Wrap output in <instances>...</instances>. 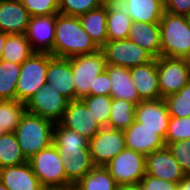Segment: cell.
<instances>
[{
    "label": "cell",
    "mask_w": 190,
    "mask_h": 190,
    "mask_svg": "<svg viewBox=\"0 0 190 190\" xmlns=\"http://www.w3.org/2000/svg\"><path fill=\"white\" fill-rule=\"evenodd\" d=\"M98 49L83 29L78 16L56 14L53 56L70 58L90 54Z\"/></svg>",
    "instance_id": "obj_1"
},
{
    "label": "cell",
    "mask_w": 190,
    "mask_h": 190,
    "mask_svg": "<svg viewBox=\"0 0 190 190\" xmlns=\"http://www.w3.org/2000/svg\"><path fill=\"white\" fill-rule=\"evenodd\" d=\"M55 124L49 119L27 111L23 114L14 134L27 160L53 144Z\"/></svg>",
    "instance_id": "obj_2"
},
{
    "label": "cell",
    "mask_w": 190,
    "mask_h": 190,
    "mask_svg": "<svg viewBox=\"0 0 190 190\" xmlns=\"http://www.w3.org/2000/svg\"><path fill=\"white\" fill-rule=\"evenodd\" d=\"M159 24L161 56L184 58L190 51V23L187 17L164 11Z\"/></svg>",
    "instance_id": "obj_3"
},
{
    "label": "cell",
    "mask_w": 190,
    "mask_h": 190,
    "mask_svg": "<svg viewBox=\"0 0 190 190\" xmlns=\"http://www.w3.org/2000/svg\"><path fill=\"white\" fill-rule=\"evenodd\" d=\"M28 162L46 190L72 185L67 180L63 160L54 144L34 154Z\"/></svg>",
    "instance_id": "obj_4"
},
{
    "label": "cell",
    "mask_w": 190,
    "mask_h": 190,
    "mask_svg": "<svg viewBox=\"0 0 190 190\" xmlns=\"http://www.w3.org/2000/svg\"><path fill=\"white\" fill-rule=\"evenodd\" d=\"M49 53L34 52L21 64L16 84V100L26 103L46 83Z\"/></svg>",
    "instance_id": "obj_5"
},
{
    "label": "cell",
    "mask_w": 190,
    "mask_h": 190,
    "mask_svg": "<svg viewBox=\"0 0 190 190\" xmlns=\"http://www.w3.org/2000/svg\"><path fill=\"white\" fill-rule=\"evenodd\" d=\"M69 61L74 78L75 100L90 96L95 77L106 70L107 64L102 50L70 57Z\"/></svg>",
    "instance_id": "obj_6"
},
{
    "label": "cell",
    "mask_w": 190,
    "mask_h": 190,
    "mask_svg": "<svg viewBox=\"0 0 190 190\" xmlns=\"http://www.w3.org/2000/svg\"><path fill=\"white\" fill-rule=\"evenodd\" d=\"M146 156L131 149H124L105 167L118 186L138 185L146 174Z\"/></svg>",
    "instance_id": "obj_7"
},
{
    "label": "cell",
    "mask_w": 190,
    "mask_h": 190,
    "mask_svg": "<svg viewBox=\"0 0 190 190\" xmlns=\"http://www.w3.org/2000/svg\"><path fill=\"white\" fill-rule=\"evenodd\" d=\"M160 98L179 92L190 82V68L184 58H157Z\"/></svg>",
    "instance_id": "obj_8"
},
{
    "label": "cell",
    "mask_w": 190,
    "mask_h": 190,
    "mask_svg": "<svg viewBox=\"0 0 190 190\" xmlns=\"http://www.w3.org/2000/svg\"><path fill=\"white\" fill-rule=\"evenodd\" d=\"M106 64L133 68L150 62L153 57L130 39L107 41L101 48Z\"/></svg>",
    "instance_id": "obj_9"
},
{
    "label": "cell",
    "mask_w": 190,
    "mask_h": 190,
    "mask_svg": "<svg viewBox=\"0 0 190 190\" xmlns=\"http://www.w3.org/2000/svg\"><path fill=\"white\" fill-rule=\"evenodd\" d=\"M68 100L45 83L25 103L26 111L58 123L67 108Z\"/></svg>",
    "instance_id": "obj_10"
},
{
    "label": "cell",
    "mask_w": 190,
    "mask_h": 190,
    "mask_svg": "<svg viewBox=\"0 0 190 190\" xmlns=\"http://www.w3.org/2000/svg\"><path fill=\"white\" fill-rule=\"evenodd\" d=\"M91 159L95 166H106L116 155L126 149L123 130L101 128L89 140Z\"/></svg>",
    "instance_id": "obj_11"
},
{
    "label": "cell",
    "mask_w": 190,
    "mask_h": 190,
    "mask_svg": "<svg viewBox=\"0 0 190 190\" xmlns=\"http://www.w3.org/2000/svg\"><path fill=\"white\" fill-rule=\"evenodd\" d=\"M58 123L79 133L88 140L92 139L102 128L80 99L68 102L63 117Z\"/></svg>",
    "instance_id": "obj_12"
},
{
    "label": "cell",
    "mask_w": 190,
    "mask_h": 190,
    "mask_svg": "<svg viewBox=\"0 0 190 190\" xmlns=\"http://www.w3.org/2000/svg\"><path fill=\"white\" fill-rule=\"evenodd\" d=\"M56 14L31 16L25 33L34 52L53 56Z\"/></svg>",
    "instance_id": "obj_13"
},
{
    "label": "cell",
    "mask_w": 190,
    "mask_h": 190,
    "mask_svg": "<svg viewBox=\"0 0 190 190\" xmlns=\"http://www.w3.org/2000/svg\"><path fill=\"white\" fill-rule=\"evenodd\" d=\"M146 174L179 184L185 177L179 163L167 146L146 155Z\"/></svg>",
    "instance_id": "obj_14"
},
{
    "label": "cell",
    "mask_w": 190,
    "mask_h": 190,
    "mask_svg": "<svg viewBox=\"0 0 190 190\" xmlns=\"http://www.w3.org/2000/svg\"><path fill=\"white\" fill-rule=\"evenodd\" d=\"M170 114L164 98L141 101L135 108V120L152 130H156L163 139L169 125Z\"/></svg>",
    "instance_id": "obj_15"
},
{
    "label": "cell",
    "mask_w": 190,
    "mask_h": 190,
    "mask_svg": "<svg viewBox=\"0 0 190 190\" xmlns=\"http://www.w3.org/2000/svg\"><path fill=\"white\" fill-rule=\"evenodd\" d=\"M46 83L68 101L75 100L74 78L69 58L53 56L48 62Z\"/></svg>",
    "instance_id": "obj_16"
},
{
    "label": "cell",
    "mask_w": 190,
    "mask_h": 190,
    "mask_svg": "<svg viewBox=\"0 0 190 190\" xmlns=\"http://www.w3.org/2000/svg\"><path fill=\"white\" fill-rule=\"evenodd\" d=\"M123 133L126 147L145 156L166 146L156 130L144 127V124L136 120Z\"/></svg>",
    "instance_id": "obj_17"
},
{
    "label": "cell",
    "mask_w": 190,
    "mask_h": 190,
    "mask_svg": "<svg viewBox=\"0 0 190 190\" xmlns=\"http://www.w3.org/2000/svg\"><path fill=\"white\" fill-rule=\"evenodd\" d=\"M133 85L142 101L160 99L157 58L130 68Z\"/></svg>",
    "instance_id": "obj_18"
},
{
    "label": "cell",
    "mask_w": 190,
    "mask_h": 190,
    "mask_svg": "<svg viewBox=\"0 0 190 190\" xmlns=\"http://www.w3.org/2000/svg\"><path fill=\"white\" fill-rule=\"evenodd\" d=\"M30 17L20 0H0V31L25 34Z\"/></svg>",
    "instance_id": "obj_19"
},
{
    "label": "cell",
    "mask_w": 190,
    "mask_h": 190,
    "mask_svg": "<svg viewBox=\"0 0 190 190\" xmlns=\"http://www.w3.org/2000/svg\"><path fill=\"white\" fill-rule=\"evenodd\" d=\"M0 181L9 190H46L33 173L28 161L1 168Z\"/></svg>",
    "instance_id": "obj_20"
},
{
    "label": "cell",
    "mask_w": 190,
    "mask_h": 190,
    "mask_svg": "<svg viewBox=\"0 0 190 190\" xmlns=\"http://www.w3.org/2000/svg\"><path fill=\"white\" fill-rule=\"evenodd\" d=\"M128 39L146 50L153 58L161 56L159 23L135 22L130 26Z\"/></svg>",
    "instance_id": "obj_21"
},
{
    "label": "cell",
    "mask_w": 190,
    "mask_h": 190,
    "mask_svg": "<svg viewBox=\"0 0 190 190\" xmlns=\"http://www.w3.org/2000/svg\"><path fill=\"white\" fill-rule=\"evenodd\" d=\"M105 71L108 73L111 81L110 96L112 98L124 99L136 105L142 101L133 85L130 69L121 66L107 65Z\"/></svg>",
    "instance_id": "obj_22"
},
{
    "label": "cell",
    "mask_w": 190,
    "mask_h": 190,
    "mask_svg": "<svg viewBox=\"0 0 190 190\" xmlns=\"http://www.w3.org/2000/svg\"><path fill=\"white\" fill-rule=\"evenodd\" d=\"M133 23H160L164 13V0H118Z\"/></svg>",
    "instance_id": "obj_23"
},
{
    "label": "cell",
    "mask_w": 190,
    "mask_h": 190,
    "mask_svg": "<svg viewBox=\"0 0 190 190\" xmlns=\"http://www.w3.org/2000/svg\"><path fill=\"white\" fill-rule=\"evenodd\" d=\"M83 29L100 49L107 41V2L78 16Z\"/></svg>",
    "instance_id": "obj_24"
},
{
    "label": "cell",
    "mask_w": 190,
    "mask_h": 190,
    "mask_svg": "<svg viewBox=\"0 0 190 190\" xmlns=\"http://www.w3.org/2000/svg\"><path fill=\"white\" fill-rule=\"evenodd\" d=\"M106 22L108 41H116L128 38V32L133 22L119 1L107 2Z\"/></svg>",
    "instance_id": "obj_25"
},
{
    "label": "cell",
    "mask_w": 190,
    "mask_h": 190,
    "mask_svg": "<svg viewBox=\"0 0 190 190\" xmlns=\"http://www.w3.org/2000/svg\"><path fill=\"white\" fill-rule=\"evenodd\" d=\"M53 144L58 149L59 154L74 152H90L89 140L79 133L55 124L53 131Z\"/></svg>",
    "instance_id": "obj_26"
},
{
    "label": "cell",
    "mask_w": 190,
    "mask_h": 190,
    "mask_svg": "<svg viewBox=\"0 0 190 190\" xmlns=\"http://www.w3.org/2000/svg\"><path fill=\"white\" fill-rule=\"evenodd\" d=\"M60 157L63 160L67 180L72 185H75L95 166L90 152L65 153L60 154Z\"/></svg>",
    "instance_id": "obj_27"
},
{
    "label": "cell",
    "mask_w": 190,
    "mask_h": 190,
    "mask_svg": "<svg viewBox=\"0 0 190 190\" xmlns=\"http://www.w3.org/2000/svg\"><path fill=\"white\" fill-rule=\"evenodd\" d=\"M2 51L1 60L17 64H22L34 53L25 34H9Z\"/></svg>",
    "instance_id": "obj_28"
},
{
    "label": "cell",
    "mask_w": 190,
    "mask_h": 190,
    "mask_svg": "<svg viewBox=\"0 0 190 190\" xmlns=\"http://www.w3.org/2000/svg\"><path fill=\"white\" fill-rule=\"evenodd\" d=\"M75 186L78 190H117L118 185L104 166L94 168L80 179Z\"/></svg>",
    "instance_id": "obj_29"
},
{
    "label": "cell",
    "mask_w": 190,
    "mask_h": 190,
    "mask_svg": "<svg viewBox=\"0 0 190 190\" xmlns=\"http://www.w3.org/2000/svg\"><path fill=\"white\" fill-rule=\"evenodd\" d=\"M136 104L112 98L108 128L125 130L135 121Z\"/></svg>",
    "instance_id": "obj_30"
},
{
    "label": "cell",
    "mask_w": 190,
    "mask_h": 190,
    "mask_svg": "<svg viewBox=\"0 0 190 190\" xmlns=\"http://www.w3.org/2000/svg\"><path fill=\"white\" fill-rule=\"evenodd\" d=\"M21 64L0 60V100H16Z\"/></svg>",
    "instance_id": "obj_31"
},
{
    "label": "cell",
    "mask_w": 190,
    "mask_h": 190,
    "mask_svg": "<svg viewBox=\"0 0 190 190\" xmlns=\"http://www.w3.org/2000/svg\"><path fill=\"white\" fill-rule=\"evenodd\" d=\"M27 161L21 152L14 132H7L0 137V169L24 164Z\"/></svg>",
    "instance_id": "obj_32"
},
{
    "label": "cell",
    "mask_w": 190,
    "mask_h": 190,
    "mask_svg": "<svg viewBox=\"0 0 190 190\" xmlns=\"http://www.w3.org/2000/svg\"><path fill=\"white\" fill-rule=\"evenodd\" d=\"M26 112L25 103L18 100H0V127L14 132Z\"/></svg>",
    "instance_id": "obj_33"
},
{
    "label": "cell",
    "mask_w": 190,
    "mask_h": 190,
    "mask_svg": "<svg viewBox=\"0 0 190 190\" xmlns=\"http://www.w3.org/2000/svg\"><path fill=\"white\" fill-rule=\"evenodd\" d=\"M91 111L94 116L96 122L102 127H108L111 105H112V97L111 96H86L80 99Z\"/></svg>",
    "instance_id": "obj_34"
},
{
    "label": "cell",
    "mask_w": 190,
    "mask_h": 190,
    "mask_svg": "<svg viewBox=\"0 0 190 190\" xmlns=\"http://www.w3.org/2000/svg\"><path fill=\"white\" fill-rule=\"evenodd\" d=\"M171 117H190V82L179 92L164 98Z\"/></svg>",
    "instance_id": "obj_35"
},
{
    "label": "cell",
    "mask_w": 190,
    "mask_h": 190,
    "mask_svg": "<svg viewBox=\"0 0 190 190\" xmlns=\"http://www.w3.org/2000/svg\"><path fill=\"white\" fill-rule=\"evenodd\" d=\"M186 139H190V117H170L165 145Z\"/></svg>",
    "instance_id": "obj_36"
},
{
    "label": "cell",
    "mask_w": 190,
    "mask_h": 190,
    "mask_svg": "<svg viewBox=\"0 0 190 190\" xmlns=\"http://www.w3.org/2000/svg\"><path fill=\"white\" fill-rule=\"evenodd\" d=\"M104 3L103 0H59V13L68 16H80Z\"/></svg>",
    "instance_id": "obj_37"
},
{
    "label": "cell",
    "mask_w": 190,
    "mask_h": 190,
    "mask_svg": "<svg viewBox=\"0 0 190 190\" xmlns=\"http://www.w3.org/2000/svg\"><path fill=\"white\" fill-rule=\"evenodd\" d=\"M30 16H47L59 13V0H20Z\"/></svg>",
    "instance_id": "obj_38"
},
{
    "label": "cell",
    "mask_w": 190,
    "mask_h": 190,
    "mask_svg": "<svg viewBox=\"0 0 190 190\" xmlns=\"http://www.w3.org/2000/svg\"><path fill=\"white\" fill-rule=\"evenodd\" d=\"M166 146L181 166L185 175H190V139L169 143Z\"/></svg>",
    "instance_id": "obj_39"
},
{
    "label": "cell",
    "mask_w": 190,
    "mask_h": 190,
    "mask_svg": "<svg viewBox=\"0 0 190 190\" xmlns=\"http://www.w3.org/2000/svg\"><path fill=\"white\" fill-rule=\"evenodd\" d=\"M139 186L142 190H177L178 184L145 174Z\"/></svg>",
    "instance_id": "obj_40"
},
{
    "label": "cell",
    "mask_w": 190,
    "mask_h": 190,
    "mask_svg": "<svg viewBox=\"0 0 190 190\" xmlns=\"http://www.w3.org/2000/svg\"><path fill=\"white\" fill-rule=\"evenodd\" d=\"M90 95H111V81L106 71L95 77L94 89H90Z\"/></svg>",
    "instance_id": "obj_41"
},
{
    "label": "cell",
    "mask_w": 190,
    "mask_h": 190,
    "mask_svg": "<svg viewBox=\"0 0 190 190\" xmlns=\"http://www.w3.org/2000/svg\"><path fill=\"white\" fill-rule=\"evenodd\" d=\"M164 11L174 15L187 16L190 0H164Z\"/></svg>",
    "instance_id": "obj_42"
},
{
    "label": "cell",
    "mask_w": 190,
    "mask_h": 190,
    "mask_svg": "<svg viewBox=\"0 0 190 190\" xmlns=\"http://www.w3.org/2000/svg\"><path fill=\"white\" fill-rule=\"evenodd\" d=\"M177 190H190V175H185L178 184Z\"/></svg>",
    "instance_id": "obj_43"
},
{
    "label": "cell",
    "mask_w": 190,
    "mask_h": 190,
    "mask_svg": "<svg viewBox=\"0 0 190 190\" xmlns=\"http://www.w3.org/2000/svg\"><path fill=\"white\" fill-rule=\"evenodd\" d=\"M9 34H6L5 32L0 31V60L2 59V54H3V47L5 45L7 36Z\"/></svg>",
    "instance_id": "obj_44"
},
{
    "label": "cell",
    "mask_w": 190,
    "mask_h": 190,
    "mask_svg": "<svg viewBox=\"0 0 190 190\" xmlns=\"http://www.w3.org/2000/svg\"><path fill=\"white\" fill-rule=\"evenodd\" d=\"M117 190H142L138 185H127V186H118Z\"/></svg>",
    "instance_id": "obj_45"
},
{
    "label": "cell",
    "mask_w": 190,
    "mask_h": 190,
    "mask_svg": "<svg viewBox=\"0 0 190 190\" xmlns=\"http://www.w3.org/2000/svg\"><path fill=\"white\" fill-rule=\"evenodd\" d=\"M47 190H78L75 185L65 186V187H58V188H50Z\"/></svg>",
    "instance_id": "obj_46"
},
{
    "label": "cell",
    "mask_w": 190,
    "mask_h": 190,
    "mask_svg": "<svg viewBox=\"0 0 190 190\" xmlns=\"http://www.w3.org/2000/svg\"><path fill=\"white\" fill-rule=\"evenodd\" d=\"M185 61H186V64L189 66L190 68V51L189 53L184 57Z\"/></svg>",
    "instance_id": "obj_47"
},
{
    "label": "cell",
    "mask_w": 190,
    "mask_h": 190,
    "mask_svg": "<svg viewBox=\"0 0 190 190\" xmlns=\"http://www.w3.org/2000/svg\"><path fill=\"white\" fill-rule=\"evenodd\" d=\"M6 133V130L3 127H0V137Z\"/></svg>",
    "instance_id": "obj_48"
},
{
    "label": "cell",
    "mask_w": 190,
    "mask_h": 190,
    "mask_svg": "<svg viewBox=\"0 0 190 190\" xmlns=\"http://www.w3.org/2000/svg\"><path fill=\"white\" fill-rule=\"evenodd\" d=\"M0 190H9L7 187H5L1 181H0Z\"/></svg>",
    "instance_id": "obj_49"
},
{
    "label": "cell",
    "mask_w": 190,
    "mask_h": 190,
    "mask_svg": "<svg viewBox=\"0 0 190 190\" xmlns=\"http://www.w3.org/2000/svg\"><path fill=\"white\" fill-rule=\"evenodd\" d=\"M186 17L188 19V22L190 23V12H189V14Z\"/></svg>",
    "instance_id": "obj_50"
},
{
    "label": "cell",
    "mask_w": 190,
    "mask_h": 190,
    "mask_svg": "<svg viewBox=\"0 0 190 190\" xmlns=\"http://www.w3.org/2000/svg\"><path fill=\"white\" fill-rule=\"evenodd\" d=\"M104 2L118 1V0H103Z\"/></svg>",
    "instance_id": "obj_51"
}]
</instances>
